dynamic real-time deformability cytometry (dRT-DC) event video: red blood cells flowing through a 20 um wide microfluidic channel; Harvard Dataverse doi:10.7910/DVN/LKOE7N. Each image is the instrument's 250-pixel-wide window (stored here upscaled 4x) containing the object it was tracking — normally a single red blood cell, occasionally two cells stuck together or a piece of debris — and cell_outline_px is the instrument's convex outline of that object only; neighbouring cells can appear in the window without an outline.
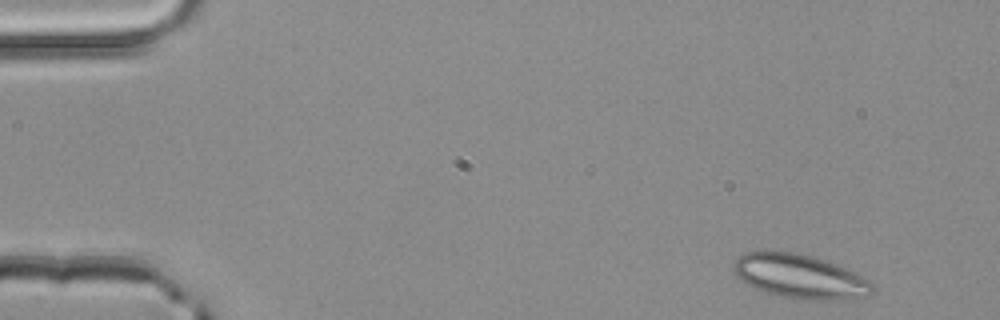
{"species": "common noctule bat (a hibernating species)", "species_latin": "Nyctalus noctula", "temperature_condition": "room temperature", "stored_images_in_passage": 3, "camera_frame_rate_fps": 3000, "um_per_image_px": 0.085, "animal": {"sex": "male", "body_mass_g": 20.4}, "frame": {"image": 1, "passage_image": 1, "time_ms": 0.0, "image_size_px": [1000, 320], "cell_outline_px": [[876, 284], [872, 292], [868, 296], [836, 300], [800, 300], [764, 292], [740, 280], [736, 276], [732, 268], [732, 264], [744, 252], [800, 252], [836, 264], [856, 272]], "centroid_in_image_um": [68.03, 23.51], "position_along_channel_um": 17.0, "area_um2": 35.89}}